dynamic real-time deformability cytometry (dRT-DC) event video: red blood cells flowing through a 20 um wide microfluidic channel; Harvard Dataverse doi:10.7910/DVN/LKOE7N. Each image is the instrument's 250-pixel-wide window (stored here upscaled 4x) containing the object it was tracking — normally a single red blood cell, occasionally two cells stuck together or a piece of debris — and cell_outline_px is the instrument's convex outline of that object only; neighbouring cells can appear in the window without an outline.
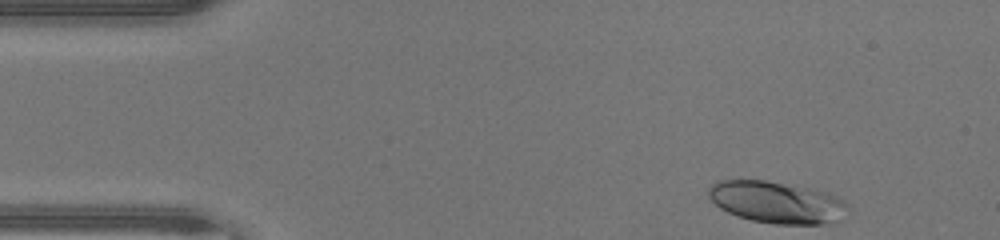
{"species": "human", "species_latin": "Homo sapiens", "temperature_condition": "warm", "stored_images_in_passage": 42, "camera_frame_rate_fps": 3000, "um_per_image_px": 0.085, "donor": {"sex": "male"}, "frame": {"image": 1, "passage_image": 1, "time_ms": 0.0, "image_size_px": [1000, 240], "cell_outline_px": [[848, 204], [836, 220], [828, 224], [776, 224], [752, 220], [728, 212], [720, 208], [708, 196], [708, 188], [716, 180], [764, 180], [824, 192], [836, 196], [844, 200]], "centroid_in_image_um": [65.95, 17.19], "position_along_channel_um": 19.0, "area_um2": 33.18}}
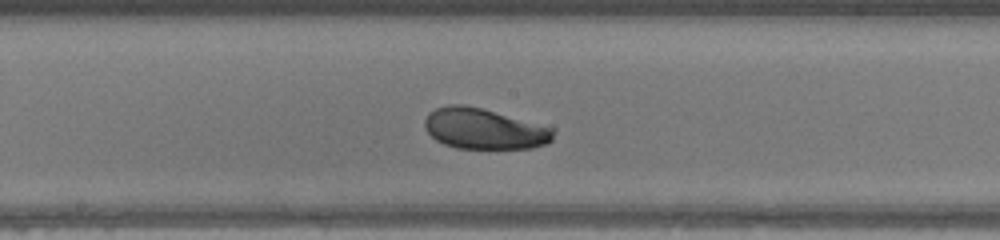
{"frame": {"image": 2, "passage_image": 20, "time_ms": 6.333, "image_size_px": [1000, 240], "cell_outline_px": [[556, 128], [552, 140], [548, 144], [532, 148], [456, 148], [444, 144], [436, 140], [424, 128], [424, 120], [428, 112], [436, 108], [448, 104], [464, 104], [480, 108]], "centroid_in_image_um": [41.15, 10.95], "position_along_channel_um": 207.0, "area_um2": 30.63}}
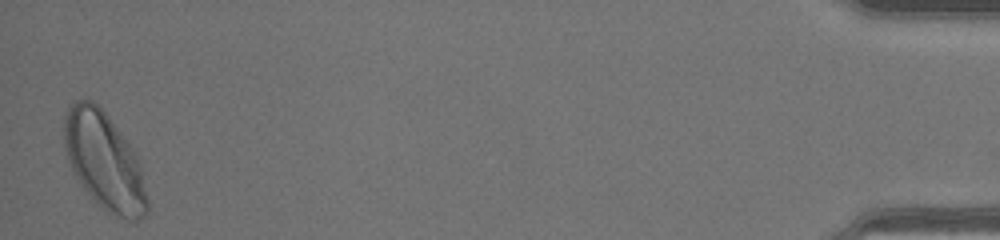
{"frame": {"image": 3, "passage_image": 42, "time_ms": 13.667, "image_size_px": [1000, 240], "cell_outline_px": [[148, 212], [140, 220], [128, 220], [108, 212], [84, 188], [72, 168], [68, 160], [64, 148], [64, 116], [68, 108], [76, 100], [92, 100], [108, 116], [128, 144], [136, 156], [140, 168], [148, 200]], "centroid_in_image_um": [8.85, 13.69], "position_along_channel_um": 426.3, "area_um2": 46.01}, "authors_computed_cell_mechanics": {"area_um2": 31.6166, "velocity_mm_per_s": 4.3905, "shape_relaxation_time_tau1_ms": 3.9128, "shape_relaxation_time_tau2_ms": null, "deformation_change_tau1": 0.1433, "deformation_change_tau2": null}}